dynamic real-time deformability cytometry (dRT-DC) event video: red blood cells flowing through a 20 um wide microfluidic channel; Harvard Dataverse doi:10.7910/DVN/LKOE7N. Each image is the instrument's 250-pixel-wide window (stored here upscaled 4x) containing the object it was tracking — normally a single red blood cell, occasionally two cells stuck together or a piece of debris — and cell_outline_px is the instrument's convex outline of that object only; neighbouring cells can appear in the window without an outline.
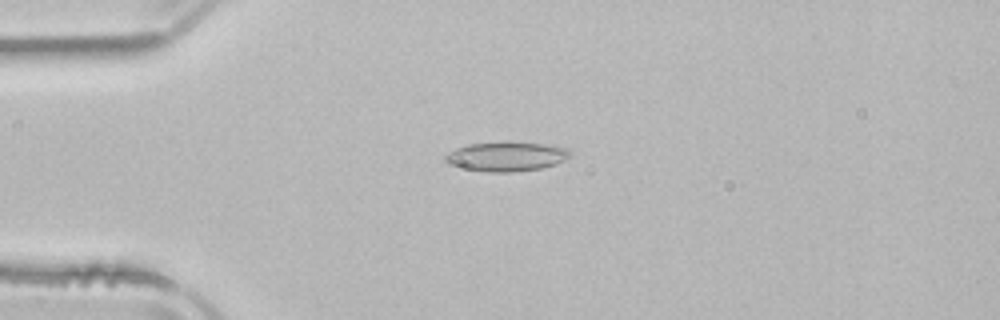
{"species": "common noctule bat (a hibernating species)", "species_latin": "Nyctalus noctula", "temperature_condition": "room temperature", "stored_images_in_passage": 45, "camera_frame_rate_fps": 3000, "um_per_image_px": 0.085, "animal": {"sex": "male", "body_mass_g": 21.5, "forearm_length_mm": 52.0}, "frame": {"image": 1, "passage_image": 6, "time_ms": 1.667, "image_size_px": [1000, 320], "cell_outline_px": [[572, 156], [556, 164], [540, 168], [512, 172], [488, 172], [448, 164], [444, 160], [444, 156], [448, 152], [456, 148], [468, 144], [544, 144], [568, 148], [572, 152]], "centroid_in_image_um": [43.07, 13.33], "position_along_channel_um": 41.9, "area_um2": 20.63}}
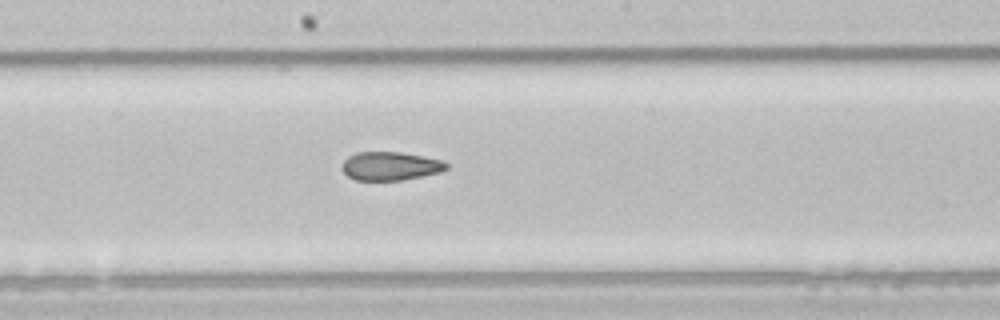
{"frame": {"image": 2, "passage_image": 21, "time_ms": 6.667, "image_size_px": [1000, 320], "cell_outline_px": [[448, 168], [440, 172], [400, 180], [356, 180], [348, 176], [340, 168], [344, 160], [348, 156], [356, 152], [400, 152], [424, 156], [444, 160], [448, 164]], "centroid_in_image_um": [33.17, 14.1], "position_along_channel_um": 215.0, "area_um2": 17.4}}
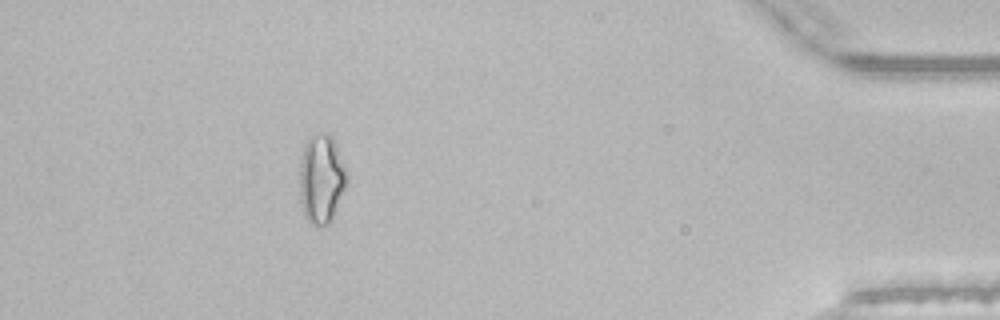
{"frame": {"image": 3, "passage_image": 40, "time_ms": 13.0, "image_size_px": [1000, 320], "cell_outline_px": [[348, 184], [332, 220], [328, 224], [316, 228], [308, 224], [304, 216], [300, 200], [300, 164], [304, 144], [308, 136], [320, 132], [332, 132], [348, 172]], "centroid_in_image_um": [27.35, 15.2], "position_along_channel_um": 407.9, "area_um2": 25.66}, "authors_computed_cell_mechanics": {"area_um2": 19.0162, "velocity_mm_per_s": 3.9148, "shape_relaxation_time_tau1_ms": null, "shape_relaxation_time_tau2_ms": 2.5956, "deformation_change_tau1": null, "deformation_change_tau2": 0.0878}}